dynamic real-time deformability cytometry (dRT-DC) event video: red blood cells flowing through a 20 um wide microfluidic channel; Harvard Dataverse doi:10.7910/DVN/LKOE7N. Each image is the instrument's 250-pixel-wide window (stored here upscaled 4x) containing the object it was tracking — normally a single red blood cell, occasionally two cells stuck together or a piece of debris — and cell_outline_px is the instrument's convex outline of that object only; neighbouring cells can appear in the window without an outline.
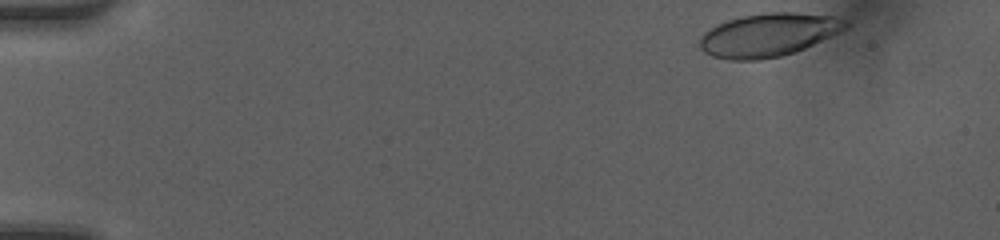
{"species": "human", "species_latin": "Homo sapiens", "temperature_condition": "room temperature", "stored_images_in_passage": 40, "camera_frame_rate_fps": 3000, "um_per_image_px": 0.085, "donor": {"sex": "female"}, "frame": {"image": 1, "passage_image": 1, "time_ms": 0.0, "image_size_px": [1000, 240], "cell_outline_px": [[848, 28], [840, 32], [796, 52], [780, 56], [760, 60], [728, 60], [712, 56], [704, 52], [700, 48], [700, 36], [704, 32], [728, 20], [740, 16], [764, 12], [796, 12], [832, 16], [848, 20]], "centroid_in_image_um": [65.33, 2.96], "position_along_channel_um": 19.7, "area_um2": 36.88}}
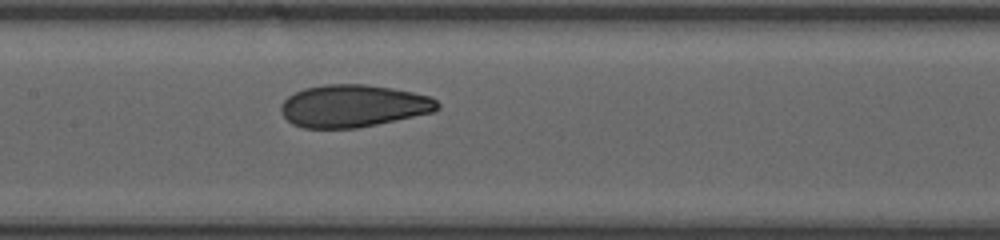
{"frame": {"image": 2, "passage_image": 21, "time_ms": 6.667, "image_size_px": [1000, 240], "cell_outline_px": [[440, 108], [432, 112], [376, 124], [356, 128], [304, 128], [292, 124], [280, 112], [280, 104], [288, 96], [304, 88], [324, 84], [364, 84], [392, 88], [432, 96], [440, 104]], "centroid_in_image_um": [30.01, 9.0], "position_along_channel_um": 177.4, "area_um2": 38.67}}
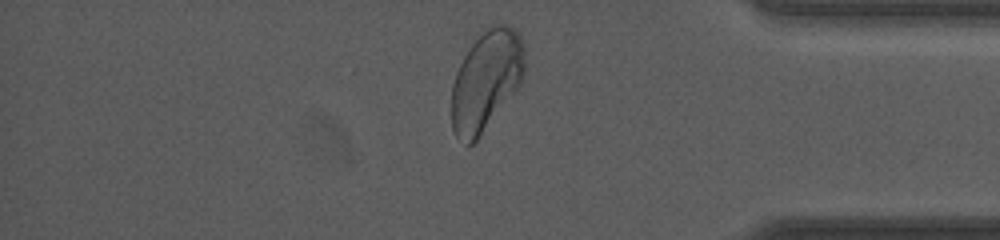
{"frame": {"image": 3, "passage_image": 38, "time_ms": 12.333, "image_size_px": [1000, 240], "cell_outline_px": [[524, 72], [520, 84], [516, 92], [480, 136], [472, 144], [468, 144], [456, 136], [452, 132], [452, 84], [456, 72], [464, 56], [472, 44], [484, 28], [492, 24], [504, 24], [516, 28], [520, 32], [524, 48]], "centroid_in_image_um": [41.34, 6.82], "position_along_channel_um": 393.9, "area_um2": 42.89}, "authors_computed_cell_mechanics": {"area_um2": 38.2636, "velocity_mm_per_s": 4.1595, "shape_relaxation_time_tau1_ms": 7.6172, "shape_relaxation_time_tau2_ms": 0.9284, "deformation_change_tau1": 0.2022, "deformation_change_tau2": 0.0658}}